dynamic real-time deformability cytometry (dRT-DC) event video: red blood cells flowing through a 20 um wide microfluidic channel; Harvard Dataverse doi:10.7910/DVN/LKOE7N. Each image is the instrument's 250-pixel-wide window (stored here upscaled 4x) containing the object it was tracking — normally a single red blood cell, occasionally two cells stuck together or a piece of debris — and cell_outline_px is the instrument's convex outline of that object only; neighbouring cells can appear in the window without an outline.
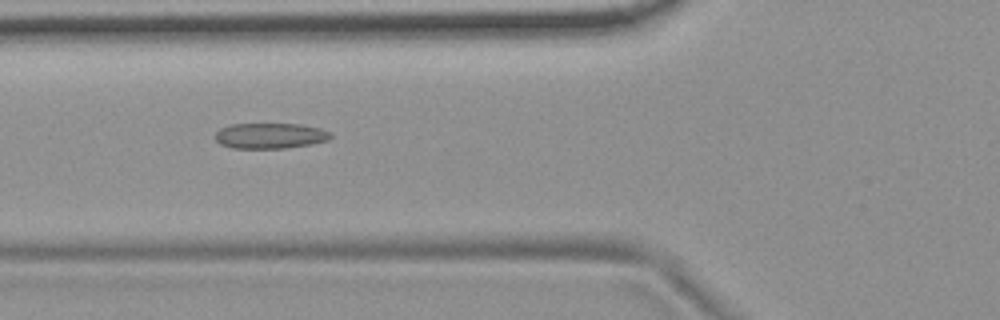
{"species": "common noctule bat (a hibernating species)", "species_latin": "Nyctalus noctula", "temperature_condition": "room temperature", "stored_images_in_passage": 34, "camera_frame_rate_fps": 3000, "um_per_image_px": 0.085, "animal": {"sex": "female", "body_mass_g": 19.9}, "frame": {"image": 1, "passage_image": 6, "time_ms": 1.667, "image_size_px": [1000, 320], "cell_outline_px": [[332, 136], [328, 140], [312, 144], [284, 148], [232, 148], [220, 144], [216, 140], [216, 132], [220, 128], [232, 124], [300, 124], [320, 128], [332, 132]], "centroid_in_image_um": [22.98, 11.54], "position_along_channel_um": 102.8, "area_um2": 17.22}}
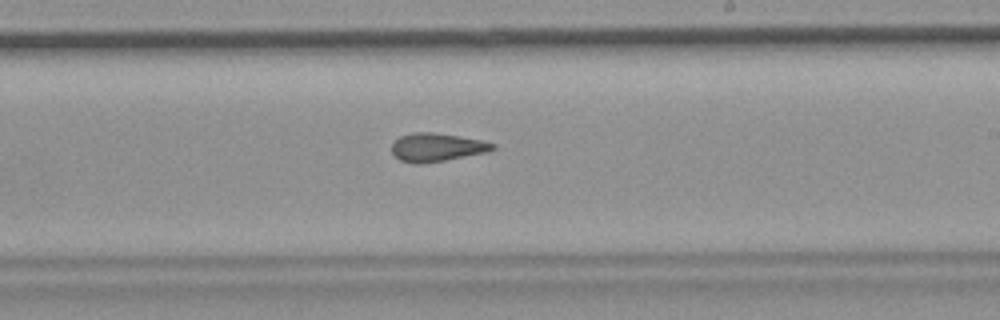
{"frame": {"image": 2, "passage_image": 18, "time_ms": 5.667, "image_size_px": [1000, 320], "cell_outline_px": [[496, 148], [488, 152], [444, 160], [416, 164], [400, 160], [392, 152], [392, 144], [400, 136], [412, 132], [432, 132], [484, 140], [496, 144]], "centroid_in_image_um": [37.16, 12.51], "position_along_channel_um": 251.8, "area_um2": 16.59}}
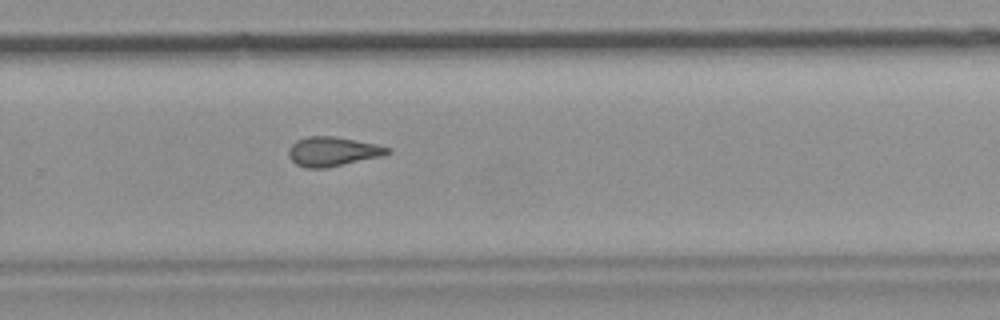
{"frame": {"image": 3, "passage_image": 22, "time_ms": 7.0, "image_size_px": [1000, 320], "cell_outline_px": [[392, 152], [380, 156], [324, 168], [304, 168], [296, 164], [288, 156], [288, 148], [296, 140], [308, 136], [332, 136], [376, 144], [392, 148]], "centroid_in_image_um": [28.24, 12.87], "position_along_channel_um": 301.6, "area_um2": 16.76}, "authors_computed_cell_mechanics": {"area_um2": 16.2129, "velocity_mm_per_s": 3.7272, "shape_relaxation_time_tau1_ms": null, "shape_relaxation_time_tau2_ms": 3.277, "deformation_change_tau1": null, "deformation_change_tau2": 0.1283}}